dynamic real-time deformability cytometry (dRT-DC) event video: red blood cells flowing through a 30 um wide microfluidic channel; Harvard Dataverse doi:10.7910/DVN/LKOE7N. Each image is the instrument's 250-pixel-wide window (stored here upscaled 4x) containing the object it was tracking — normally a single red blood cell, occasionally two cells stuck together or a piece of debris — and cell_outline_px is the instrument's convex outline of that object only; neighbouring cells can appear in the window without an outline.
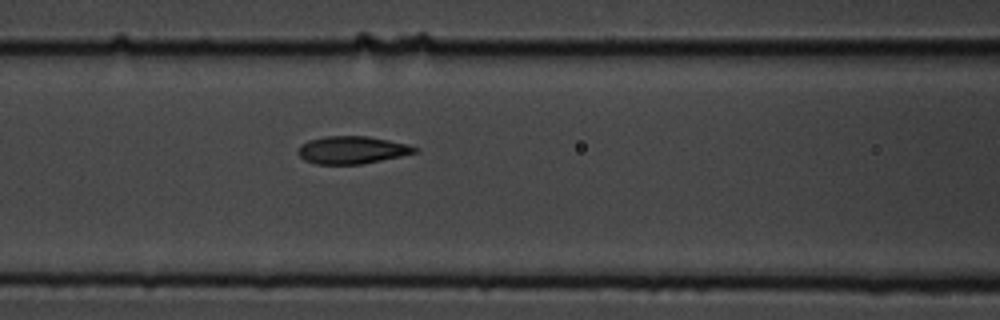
{"species": "common noctule bat (a hibernating species)", "species_latin": "Nyctalus noctula", "temperature_condition": "cold", "stored_images_in_passage": 7, "camera_frame_rate_fps": 3000, "um_per_image_px": 0.085, "animal": {"sex": "male", "body_mass_g": 19.5, "forearm_length_mm": 54.6}, "frame": {"image": 1, "passage_image": 7, "time_ms": 2.0, "image_size_px": [1000, 320], "cell_outline_px": [[420, 148], [416, 152], [400, 156], [360, 164], [316, 164], [304, 160], [296, 152], [296, 148], [300, 144], [308, 140], [324, 136], [368, 136], [408, 144]], "centroid_in_image_um": [29.87, 12.74], "position_along_channel_um": 136.7, "area_um2": 18.84}}